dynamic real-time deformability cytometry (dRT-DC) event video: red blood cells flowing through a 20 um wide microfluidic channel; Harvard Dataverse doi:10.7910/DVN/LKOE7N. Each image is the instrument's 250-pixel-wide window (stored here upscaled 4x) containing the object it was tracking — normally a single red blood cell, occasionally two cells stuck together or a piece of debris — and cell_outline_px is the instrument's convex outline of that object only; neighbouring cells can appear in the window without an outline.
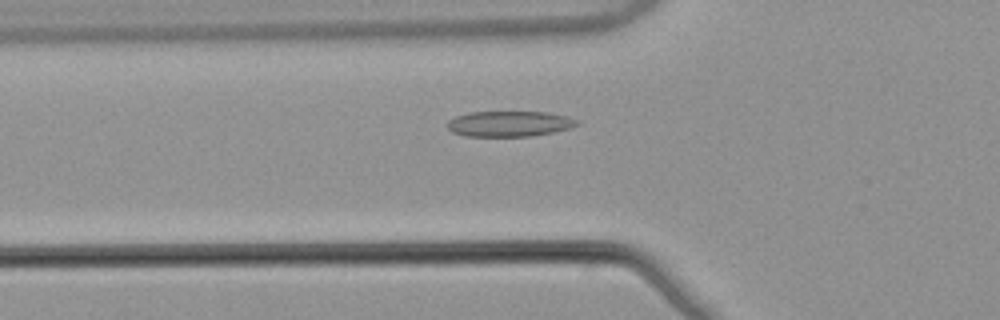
{"species": "common noctule bat (a hibernating species)", "species_latin": "Nyctalus noctula", "temperature_condition": "warm", "stored_images_in_passage": 49, "camera_frame_rate_fps": 3000, "um_per_image_px": 0.085, "animal": {"sex": "male", "body_mass_g": 21.5, "forearm_length_mm": 52.0}, "frame": {"image": 1, "passage_image": 15, "time_ms": 4.667, "image_size_px": [1000, 320], "cell_outline_px": [[580, 124], [572, 128], [532, 136], [464, 136], [452, 132], [448, 128], [448, 120], [456, 116], [468, 112], [548, 112], [568, 116], [580, 120]], "centroid_in_image_um": [43.34, 10.52], "position_along_channel_um": 82.5, "area_um2": 19.48}}
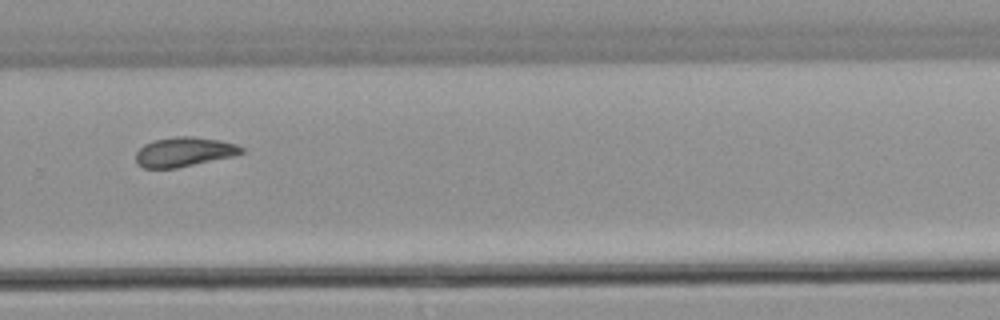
{"frame": {"image": 2, "passage_image": 33, "time_ms": 10.667, "image_size_px": [1000, 320], "cell_outline_px": [[244, 152], [232, 156], [176, 168], [144, 168], [136, 164], [136, 152], [144, 144], [152, 140], [176, 136], [192, 136], [216, 140], [236, 144], [244, 148]], "centroid_in_image_um": [15.6, 12.91], "position_along_channel_um": 314.2, "area_um2": 18.03}}
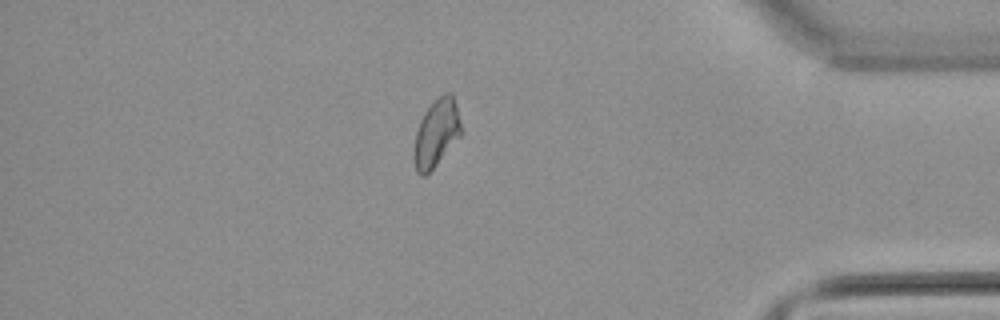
{"frame": {"image": 3, "passage_image": 42, "time_ms": 13.667, "image_size_px": [1000, 320], "cell_outline_px": [[460, 136], [436, 164], [424, 176], [420, 176], [416, 172], [412, 156], [416, 132], [420, 120], [424, 112], [444, 92], [452, 92], [456, 104], [460, 120]], "centroid_in_image_um": [37.06, 11.32], "position_along_channel_um": 398.1, "area_um2": 18.32}, "authors_computed_cell_mechanics": {"area_um2": 18.6116, "velocity_mm_per_s": 3.86, "shape_relaxation_time_tau1_ms": null, "shape_relaxation_time_tau2_ms": 4.6174, "deformation_change_tau1": null, "deformation_change_tau2": 0.1019}}